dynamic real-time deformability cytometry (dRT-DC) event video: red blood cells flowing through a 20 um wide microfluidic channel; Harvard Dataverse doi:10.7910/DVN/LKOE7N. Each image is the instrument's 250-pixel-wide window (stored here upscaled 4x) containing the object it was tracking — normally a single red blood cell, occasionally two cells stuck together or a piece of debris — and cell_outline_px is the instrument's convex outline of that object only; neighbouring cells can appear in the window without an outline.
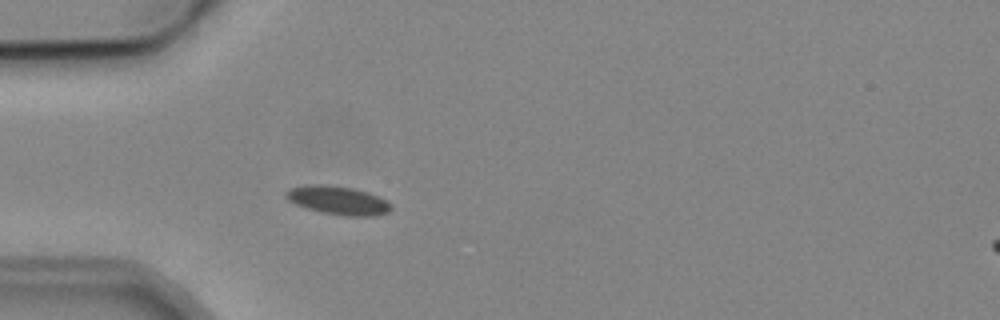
{"species": "common noctule bat (a hibernating species)", "species_latin": "Nyctalus noctula", "temperature_condition": "cold", "stored_images_in_passage": 1, "camera_frame_rate_fps": 3000, "um_per_image_px": 0.085, "animal": {"sex": "male", "body_mass_g": 19.2, "forearm_length_mm": 51.8}, "frame": {"image": 1, "passage_image": 1, "time_ms": 0.0, "image_size_px": [1000, 320], "cell_outline_px": [[392, 208], [388, 212], [372, 216], [344, 216], [320, 212], [296, 204], [288, 200], [284, 196], [284, 192], [288, 188], [308, 184], [324, 184], [352, 188], [368, 192], [380, 196], [392, 204]], "centroid_in_image_um": [28.72, 17.02], "position_along_channel_um": 56.3, "area_um2": 17.69}}